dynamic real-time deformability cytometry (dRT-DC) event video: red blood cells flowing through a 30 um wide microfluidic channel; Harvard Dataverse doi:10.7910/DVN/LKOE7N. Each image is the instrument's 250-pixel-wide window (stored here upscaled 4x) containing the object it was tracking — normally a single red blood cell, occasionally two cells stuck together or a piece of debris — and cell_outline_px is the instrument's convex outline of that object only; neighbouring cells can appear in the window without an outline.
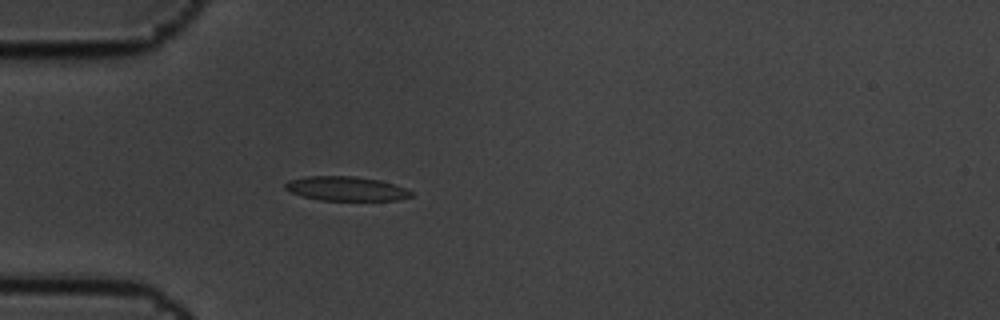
{"species": "common noctule bat (a hibernating species)", "species_latin": "Nyctalus noctula", "temperature_condition": "cold", "stored_images_in_passage": 4, "camera_frame_rate_fps": 3000, "um_per_image_px": 0.085, "animal": {"sex": "male", "body_mass_g": 19.5, "forearm_length_mm": 54.6}, "frame": {"image": 1, "passage_image": 4, "time_ms": 1.0, "image_size_px": [1000, 320], "cell_outline_px": [[412, 196], [396, 200], [320, 200], [304, 196], [292, 192], [284, 188], [284, 184], [288, 180], [304, 176], [356, 176], [380, 180], [404, 188], [412, 192]], "centroid_in_image_um": [29.38, 16.02], "position_along_channel_um": 55.6, "area_um2": 17.69}}